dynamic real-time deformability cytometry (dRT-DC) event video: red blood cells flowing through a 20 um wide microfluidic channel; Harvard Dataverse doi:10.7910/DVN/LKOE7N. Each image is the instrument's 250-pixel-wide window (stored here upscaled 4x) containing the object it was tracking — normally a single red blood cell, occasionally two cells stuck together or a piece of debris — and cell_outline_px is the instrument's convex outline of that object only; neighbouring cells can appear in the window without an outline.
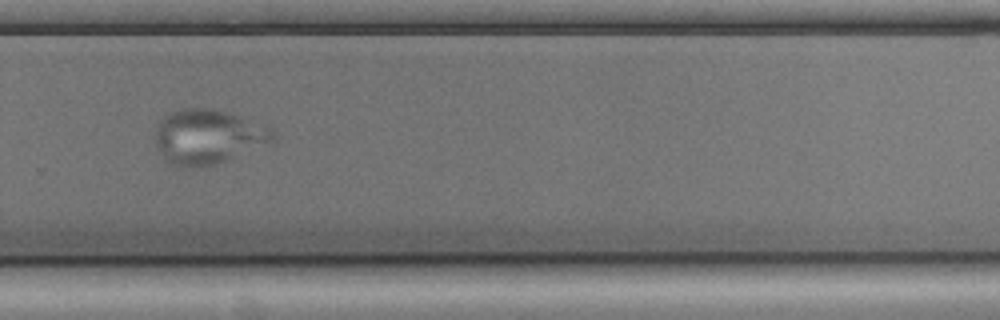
{"species": "common noctule bat (a hibernating species)", "species_latin": "Nyctalus noctula", "temperature_condition": "cold", "stored_images_in_passage": 54, "camera_frame_rate_fps": 3000, "um_per_image_px": 0.085, "animal": {"sex": "male", "body_mass_g": 17.9, "forearm_length_mm": 54.2}, "frame": {"image": 1, "passage_image": 35, "time_ms": 11.333, "image_size_px": [1000, 320], "cell_outline_px": [[276, 140], [272, 144], [212, 164], [184, 168], [172, 164], [164, 156], [156, 144], [152, 136], [156, 124], [168, 112], [180, 108], [212, 108], [236, 116], [268, 128], [276, 136]], "centroid_in_image_um": [17.62, 11.61], "position_along_channel_um": 312.2, "area_um2": 37.05}}